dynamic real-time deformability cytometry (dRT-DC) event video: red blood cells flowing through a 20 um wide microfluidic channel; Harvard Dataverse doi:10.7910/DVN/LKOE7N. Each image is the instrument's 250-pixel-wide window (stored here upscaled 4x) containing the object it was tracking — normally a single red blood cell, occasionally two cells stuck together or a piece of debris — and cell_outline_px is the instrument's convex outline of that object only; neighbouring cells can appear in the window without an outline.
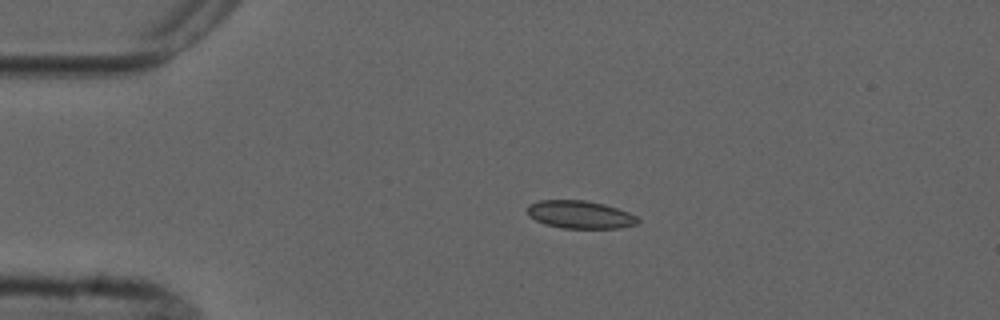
{"species": "common noctule bat (a hibernating species)", "species_latin": "Nyctalus noctula", "temperature_condition": "cold", "stored_images_in_passage": 2, "camera_frame_rate_fps": 3000, "um_per_image_px": 0.085, "animal": {"sex": "male", "forearm_length_mm": 52.5}, "frame": {"image": 1, "passage_image": 1, "time_ms": 0.0, "image_size_px": [1000, 320], "cell_outline_px": [[640, 220], [636, 224], [620, 228], [564, 228], [544, 224], [528, 216], [528, 204], [540, 200], [584, 200], [604, 204], [628, 212], [636, 216]], "centroid_in_image_um": [49.29, 18.24], "position_along_channel_um": 35.7, "area_um2": 17.86}}
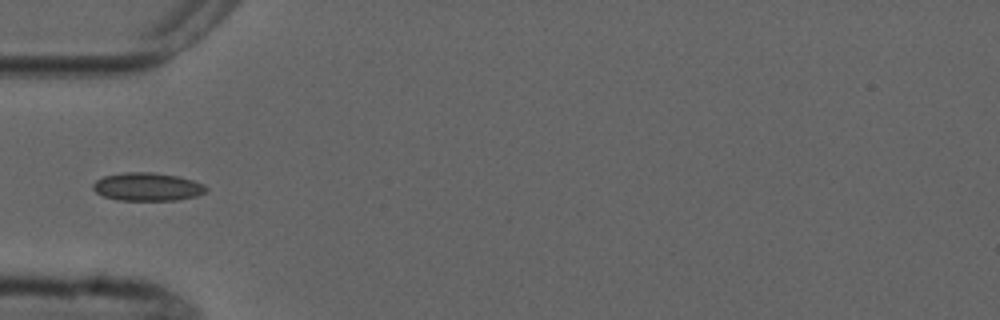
{"frame": {"image": 2, "passage_image": 2, "time_ms": 2.0, "image_size_px": [1000, 320], "cell_outline_px": [[208, 188], [204, 192], [196, 196], [176, 200], [116, 200], [104, 196], [96, 192], [92, 188], [92, 184], [96, 180], [104, 176], [124, 172], [152, 172], [176, 176], [192, 180], [204, 184]], "centroid_in_image_um": [12.5, 15.87], "position_along_channel_um": 72.5, "area_um2": 18.5}}